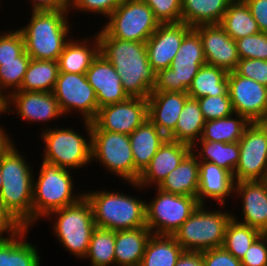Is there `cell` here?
Segmentation results:
<instances>
[{"instance_id":"6da1fadb","label":"cell","mask_w":267,"mask_h":266,"mask_svg":"<svg viewBox=\"0 0 267 266\" xmlns=\"http://www.w3.org/2000/svg\"><path fill=\"white\" fill-rule=\"evenodd\" d=\"M96 34L99 54L116 69L127 95L148 98L155 86L156 72L149 63L145 42L114 38L103 28Z\"/></svg>"},{"instance_id":"7a4b0ae2","label":"cell","mask_w":267,"mask_h":266,"mask_svg":"<svg viewBox=\"0 0 267 266\" xmlns=\"http://www.w3.org/2000/svg\"><path fill=\"white\" fill-rule=\"evenodd\" d=\"M16 147L1 157L0 201L23 227H32L33 168Z\"/></svg>"},{"instance_id":"3957f363","label":"cell","mask_w":267,"mask_h":266,"mask_svg":"<svg viewBox=\"0 0 267 266\" xmlns=\"http://www.w3.org/2000/svg\"><path fill=\"white\" fill-rule=\"evenodd\" d=\"M69 10L31 11L27 26L21 27L25 51L36 60L57 61L70 32Z\"/></svg>"},{"instance_id":"277c9868","label":"cell","mask_w":267,"mask_h":266,"mask_svg":"<svg viewBox=\"0 0 267 266\" xmlns=\"http://www.w3.org/2000/svg\"><path fill=\"white\" fill-rule=\"evenodd\" d=\"M113 191V192H112ZM96 227L133 230L146 226V201L114 190L87 191Z\"/></svg>"},{"instance_id":"5b68a950","label":"cell","mask_w":267,"mask_h":266,"mask_svg":"<svg viewBox=\"0 0 267 266\" xmlns=\"http://www.w3.org/2000/svg\"><path fill=\"white\" fill-rule=\"evenodd\" d=\"M41 163L37 180L33 176L32 225L50 212L74 204L84 197V192L74 194L76 189L72 170L44 161Z\"/></svg>"},{"instance_id":"8992f818","label":"cell","mask_w":267,"mask_h":266,"mask_svg":"<svg viewBox=\"0 0 267 266\" xmlns=\"http://www.w3.org/2000/svg\"><path fill=\"white\" fill-rule=\"evenodd\" d=\"M87 137L72 128H43L41 138L44 142V162L61 168L76 170L92 162L91 122L83 121ZM88 139V140H87ZM88 164V165H87Z\"/></svg>"},{"instance_id":"52a82bcc","label":"cell","mask_w":267,"mask_h":266,"mask_svg":"<svg viewBox=\"0 0 267 266\" xmlns=\"http://www.w3.org/2000/svg\"><path fill=\"white\" fill-rule=\"evenodd\" d=\"M45 218L53 220L52 232L62 247L74 257L84 260L92 233L96 228L92 208L86 197L50 212Z\"/></svg>"},{"instance_id":"ba28073f","label":"cell","mask_w":267,"mask_h":266,"mask_svg":"<svg viewBox=\"0 0 267 266\" xmlns=\"http://www.w3.org/2000/svg\"><path fill=\"white\" fill-rule=\"evenodd\" d=\"M206 204H200L191 216L173 234L184 251L203 252L222 247L232 212L208 211Z\"/></svg>"},{"instance_id":"9c48e42d","label":"cell","mask_w":267,"mask_h":266,"mask_svg":"<svg viewBox=\"0 0 267 266\" xmlns=\"http://www.w3.org/2000/svg\"><path fill=\"white\" fill-rule=\"evenodd\" d=\"M206 58L199 33L192 28L183 38L170 67L156 73L152 92L187 93Z\"/></svg>"},{"instance_id":"30bf717a","label":"cell","mask_w":267,"mask_h":266,"mask_svg":"<svg viewBox=\"0 0 267 266\" xmlns=\"http://www.w3.org/2000/svg\"><path fill=\"white\" fill-rule=\"evenodd\" d=\"M155 188V197L146 202V226L155 235L173 236L200 203L197 197L176 195Z\"/></svg>"},{"instance_id":"8fae6325","label":"cell","mask_w":267,"mask_h":266,"mask_svg":"<svg viewBox=\"0 0 267 266\" xmlns=\"http://www.w3.org/2000/svg\"><path fill=\"white\" fill-rule=\"evenodd\" d=\"M108 20L103 29L111 37L135 42H146L160 25L143 0H124Z\"/></svg>"},{"instance_id":"7c38bea8","label":"cell","mask_w":267,"mask_h":266,"mask_svg":"<svg viewBox=\"0 0 267 266\" xmlns=\"http://www.w3.org/2000/svg\"><path fill=\"white\" fill-rule=\"evenodd\" d=\"M92 161L100 162L111 174L124 182L135 183V163L129 135L92 130Z\"/></svg>"},{"instance_id":"4fadbf2b","label":"cell","mask_w":267,"mask_h":266,"mask_svg":"<svg viewBox=\"0 0 267 266\" xmlns=\"http://www.w3.org/2000/svg\"><path fill=\"white\" fill-rule=\"evenodd\" d=\"M53 95L64 116L77 111L83 121L92 122L98 112L97 96L85 74L59 72Z\"/></svg>"},{"instance_id":"5bb4252c","label":"cell","mask_w":267,"mask_h":266,"mask_svg":"<svg viewBox=\"0 0 267 266\" xmlns=\"http://www.w3.org/2000/svg\"><path fill=\"white\" fill-rule=\"evenodd\" d=\"M239 162L233 174L235 182L263 180L267 174V134L257 123H250L238 142Z\"/></svg>"},{"instance_id":"9a60e30c","label":"cell","mask_w":267,"mask_h":266,"mask_svg":"<svg viewBox=\"0 0 267 266\" xmlns=\"http://www.w3.org/2000/svg\"><path fill=\"white\" fill-rule=\"evenodd\" d=\"M147 119V98L129 97L125 101L99 108L91 128L130 135Z\"/></svg>"},{"instance_id":"2e32d148","label":"cell","mask_w":267,"mask_h":266,"mask_svg":"<svg viewBox=\"0 0 267 266\" xmlns=\"http://www.w3.org/2000/svg\"><path fill=\"white\" fill-rule=\"evenodd\" d=\"M228 93L234 113L250 123L258 122L267 114V86L232 71L228 73Z\"/></svg>"},{"instance_id":"e0dca14e","label":"cell","mask_w":267,"mask_h":266,"mask_svg":"<svg viewBox=\"0 0 267 266\" xmlns=\"http://www.w3.org/2000/svg\"><path fill=\"white\" fill-rule=\"evenodd\" d=\"M12 111L28 123H48L64 117L52 92L15 91L6 98V113Z\"/></svg>"},{"instance_id":"ac0fdd59","label":"cell","mask_w":267,"mask_h":266,"mask_svg":"<svg viewBox=\"0 0 267 266\" xmlns=\"http://www.w3.org/2000/svg\"><path fill=\"white\" fill-rule=\"evenodd\" d=\"M199 33L206 64L226 70H235L238 61L236 42L220 24H205L194 27Z\"/></svg>"},{"instance_id":"d6986e66","label":"cell","mask_w":267,"mask_h":266,"mask_svg":"<svg viewBox=\"0 0 267 266\" xmlns=\"http://www.w3.org/2000/svg\"><path fill=\"white\" fill-rule=\"evenodd\" d=\"M192 29L185 23L160 24L145 42L149 63L157 73L170 67L184 36Z\"/></svg>"},{"instance_id":"ffe728a7","label":"cell","mask_w":267,"mask_h":266,"mask_svg":"<svg viewBox=\"0 0 267 266\" xmlns=\"http://www.w3.org/2000/svg\"><path fill=\"white\" fill-rule=\"evenodd\" d=\"M191 151L192 146L167 139L140 174L138 181L129 182V184L132 188H139V190L149 188V186L153 188L152 185L158 187Z\"/></svg>"},{"instance_id":"44dd1931","label":"cell","mask_w":267,"mask_h":266,"mask_svg":"<svg viewBox=\"0 0 267 266\" xmlns=\"http://www.w3.org/2000/svg\"><path fill=\"white\" fill-rule=\"evenodd\" d=\"M242 199L243 219H233L241 224L267 231V186L263 180L240 181L234 184V193Z\"/></svg>"},{"instance_id":"7402d4cb","label":"cell","mask_w":267,"mask_h":266,"mask_svg":"<svg viewBox=\"0 0 267 266\" xmlns=\"http://www.w3.org/2000/svg\"><path fill=\"white\" fill-rule=\"evenodd\" d=\"M85 75L96 93L98 109L129 98L116 69L101 54L93 60Z\"/></svg>"},{"instance_id":"603a6c76","label":"cell","mask_w":267,"mask_h":266,"mask_svg":"<svg viewBox=\"0 0 267 266\" xmlns=\"http://www.w3.org/2000/svg\"><path fill=\"white\" fill-rule=\"evenodd\" d=\"M188 98L184 92H151L147 98L148 119L168 137Z\"/></svg>"},{"instance_id":"cb8c5ba5","label":"cell","mask_w":267,"mask_h":266,"mask_svg":"<svg viewBox=\"0 0 267 266\" xmlns=\"http://www.w3.org/2000/svg\"><path fill=\"white\" fill-rule=\"evenodd\" d=\"M233 175L216 164L199 161V185L197 200L200 204H206V199L217 201L219 206L226 204V197L234 194ZM232 193V194H231Z\"/></svg>"},{"instance_id":"d4e9b609","label":"cell","mask_w":267,"mask_h":266,"mask_svg":"<svg viewBox=\"0 0 267 266\" xmlns=\"http://www.w3.org/2000/svg\"><path fill=\"white\" fill-rule=\"evenodd\" d=\"M135 163V183L159 147L168 139L149 119L129 135Z\"/></svg>"},{"instance_id":"484cf974","label":"cell","mask_w":267,"mask_h":266,"mask_svg":"<svg viewBox=\"0 0 267 266\" xmlns=\"http://www.w3.org/2000/svg\"><path fill=\"white\" fill-rule=\"evenodd\" d=\"M70 37L57 60L59 72L85 74L99 54L98 36L94 34L92 39L85 37L77 41Z\"/></svg>"},{"instance_id":"4316f807","label":"cell","mask_w":267,"mask_h":266,"mask_svg":"<svg viewBox=\"0 0 267 266\" xmlns=\"http://www.w3.org/2000/svg\"><path fill=\"white\" fill-rule=\"evenodd\" d=\"M29 230L30 227H23L16 234L0 239V266L41 265L37 246L26 239Z\"/></svg>"},{"instance_id":"83f0119b","label":"cell","mask_w":267,"mask_h":266,"mask_svg":"<svg viewBox=\"0 0 267 266\" xmlns=\"http://www.w3.org/2000/svg\"><path fill=\"white\" fill-rule=\"evenodd\" d=\"M152 234L147 226L115 231L116 266H140L147 242Z\"/></svg>"},{"instance_id":"f1b7e54d","label":"cell","mask_w":267,"mask_h":266,"mask_svg":"<svg viewBox=\"0 0 267 266\" xmlns=\"http://www.w3.org/2000/svg\"><path fill=\"white\" fill-rule=\"evenodd\" d=\"M199 161L191 151L183 161L158 186L159 189L182 196L197 197Z\"/></svg>"},{"instance_id":"f546056e","label":"cell","mask_w":267,"mask_h":266,"mask_svg":"<svg viewBox=\"0 0 267 266\" xmlns=\"http://www.w3.org/2000/svg\"><path fill=\"white\" fill-rule=\"evenodd\" d=\"M233 0H181V22L194 28L219 24Z\"/></svg>"},{"instance_id":"4dcf8cb0","label":"cell","mask_w":267,"mask_h":266,"mask_svg":"<svg viewBox=\"0 0 267 266\" xmlns=\"http://www.w3.org/2000/svg\"><path fill=\"white\" fill-rule=\"evenodd\" d=\"M205 120L197 99L188 98L169 140L193 146L201 137Z\"/></svg>"},{"instance_id":"1f68e13d","label":"cell","mask_w":267,"mask_h":266,"mask_svg":"<svg viewBox=\"0 0 267 266\" xmlns=\"http://www.w3.org/2000/svg\"><path fill=\"white\" fill-rule=\"evenodd\" d=\"M187 94L194 99L205 96L229 95L228 72L213 65H202L193 78Z\"/></svg>"},{"instance_id":"d6a6232c","label":"cell","mask_w":267,"mask_h":266,"mask_svg":"<svg viewBox=\"0 0 267 266\" xmlns=\"http://www.w3.org/2000/svg\"><path fill=\"white\" fill-rule=\"evenodd\" d=\"M198 143L200 146H198ZM197 147L200 148L198 149ZM192 151L198 161L216 164L218 167L228 170L232 175L239 162L240 148L238 142L197 141L192 146Z\"/></svg>"},{"instance_id":"836d02e7","label":"cell","mask_w":267,"mask_h":266,"mask_svg":"<svg viewBox=\"0 0 267 266\" xmlns=\"http://www.w3.org/2000/svg\"><path fill=\"white\" fill-rule=\"evenodd\" d=\"M235 116V117H234ZM250 122L242 115H232L205 121L201 137L198 141H215L223 143L239 142L245 128Z\"/></svg>"},{"instance_id":"e575fe53","label":"cell","mask_w":267,"mask_h":266,"mask_svg":"<svg viewBox=\"0 0 267 266\" xmlns=\"http://www.w3.org/2000/svg\"><path fill=\"white\" fill-rule=\"evenodd\" d=\"M219 24L234 41L260 32L244 0H233Z\"/></svg>"},{"instance_id":"d590c367","label":"cell","mask_w":267,"mask_h":266,"mask_svg":"<svg viewBox=\"0 0 267 266\" xmlns=\"http://www.w3.org/2000/svg\"><path fill=\"white\" fill-rule=\"evenodd\" d=\"M183 251L173 236L152 234L140 266H175Z\"/></svg>"},{"instance_id":"8d00e7d4","label":"cell","mask_w":267,"mask_h":266,"mask_svg":"<svg viewBox=\"0 0 267 266\" xmlns=\"http://www.w3.org/2000/svg\"><path fill=\"white\" fill-rule=\"evenodd\" d=\"M58 74V61L31 59L18 91L52 92Z\"/></svg>"},{"instance_id":"74e56055","label":"cell","mask_w":267,"mask_h":266,"mask_svg":"<svg viewBox=\"0 0 267 266\" xmlns=\"http://www.w3.org/2000/svg\"><path fill=\"white\" fill-rule=\"evenodd\" d=\"M84 259H89L91 266L115 265V231L96 227Z\"/></svg>"},{"instance_id":"f35d334b","label":"cell","mask_w":267,"mask_h":266,"mask_svg":"<svg viewBox=\"0 0 267 266\" xmlns=\"http://www.w3.org/2000/svg\"><path fill=\"white\" fill-rule=\"evenodd\" d=\"M261 234L260 230L232 218L226 227L223 247L235 258L242 260L248 248Z\"/></svg>"},{"instance_id":"ab89813d","label":"cell","mask_w":267,"mask_h":266,"mask_svg":"<svg viewBox=\"0 0 267 266\" xmlns=\"http://www.w3.org/2000/svg\"><path fill=\"white\" fill-rule=\"evenodd\" d=\"M31 57L24 51L18 61L0 62V92L7 98L20 90Z\"/></svg>"},{"instance_id":"60d3db41","label":"cell","mask_w":267,"mask_h":266,"mask_svg":"<svg viewBox=\"0 0 267 266\" xmlns=\"http://www.w3.org/2000/svg\"><path fill=\"white\" fill-rule=\"evenodd\" d=\"M235 42L240 59L267 60V33L259 32Z\"/></svg>"},{"instance_id":"b9f144b4","label":"cell","mask_w":267,"mask_h":266,"mask_svg":"<svg viewBox=\"0 0 267 266\" xmlns=\"http://www.w3.org/2000/svg\"><path fill=\"white\" fill-rule=\"evenodd\" d=\"M197 100L205 121L225 118L234 113L229 95L205 96Z\"/></svg>"},{"instance_id":"7bdbcfd3","label":"cell","mask_w":267,"mask_h":266,"mask_svg":"<svg viewBox=\"0 0 267 266\" xmlns=\"http://www.w3.org/2000/svg\"><path fill=\"white\" fill-rule=\"evenodd\" d=\"M24 51L25 42L19 29L0 32V62L18 61Z\"/></svg>"},{"instance_id":"ee69618b","label":"cell","mask_w":267,"mask_h":266,"mask_svg":"<svg viewBox=\"0 0 267 266\" xmlns=\"http://www.w3.org/2000/svg\"><path fill=\"white\" fill-rule=\"evenodd\" d=\"M160 24L181 23V0H143Z\"/></svg>"},{"instance_id":"f6af8a7d","label":"cell","mask_w":267,"mask_h":266,"mask_svg":"<svg viewBox=\"0 0 267 266\" xmlns=\"http://www.w3.org/2000/svg\"><path fill=\"white\" fill-rule=\"evenodd\" d=\"M124 0H70L69 11L91 12L98 15H104L106 18L123 2ZM74 8V9H73ZM79 10V11H78Z\"/></svg>"},{"instance_id":"bcb514c9","label":"cell","mask_w":267,"mask_h":266,"mask_svg":"<svg viewBox=\"0 0 267 266\" xmlns=\"http://www.w3.org/2000/svg\"><path fill=\"white\" fill-rule=\"evenodd\" d=\"M234 72L267 86V60L240 59Z\"/></svg>"},{"instance_id":"7dc6e473","label":"cell","mask_w":267,"mask_h":266,"mask_svg":"<svg viewBox=\"0 0 267 266\" xmlns=\"http://www.w3.org/2000/svg\"><path fill=\"white\" fill-rule=\"evenodd\" d=\"M242 266H267V238L262 233L248 248Z\"/></svg>"},{"instance_id":"c3c4849f","label":"cell","mask_w":267,"mask_h":266,"mask_svg":"<svg viewBox=\"0 0 267 266\" xmlns=\"http://www.w3.org/2000/svg\"><path fill=\"white\" fill-rule=\"evenodd\" d=\"M204 266H242L241 260L235 258L223 246L202 252Z\"/></svg>"},{"instance_id":"681fc988","label":"cell","mask_w":267,"mask_h":266,"mask_svg":"<svg viewBox=\"0 0 267 266\" xmlns=\"http://www.w3.org/2000/svg\"><path fill=\"white\" fill-rule=\"evenodd\" d=\"M22 228L23 226L13 217V215L0 201V239L14 235Z\"/></svg>"},{"instance_id":"f907efd6","label":"cell","mask_w":267,"mask_h":266,"mask_svg":"<svg viewBox=\"0 0 267 266\" xmlns=\"http://www.w3.org/2000/svg\"><path fill=\"white\" fill-rule=\"evenodd\" d=\"M260 32L267 33V0H244Z\"/></svg>"},{"instance_id":"816d5d0a","label":"cell","mask_w":267,"mask_h":266,"mask_svg":"<svg viewBox=\"0 0 267 266\" xmlns=\"http://www.w3.org/2000/svg\"><path fill=\"white\" fill-rule=\"evenodd\" d=\"M33 11L69 10L70 0H29Z\"/></svg>"},{"instance_id":"f5cc1de1","label":"cell","mask_w":267,"mask_h":266,"mask_svg":"<svg viewBox=\"0 0 267 266\" xmlns=\"http://www.w3.org/2000/svg\"><path fill=\"white\" fill-rule=\"evenodd\" d=\"M175 266H204L202 252L183 251Z\"/></svg>"},{"instance_id":"db71d44e","label":"cell","mask_w":267,"mask_h":266,"mask_svg":"<svg viewBox=\"0 0 267 266\" xmlns=\"http://www.w3.org/2000/svg\"><path fill=\"white\" fill-rule=\"evenodd\" d=\"M13 142L5 127L0 125V157L5 155L15 145V142Z\"/></svg>"},{"instance_id":"11a10c76","label":"cell","mask_w":267,"mask_h":266,"mask_svg":"<svg viewBox=\"0 0 267 266\" xmlns=\"http://www.w3.org/2000/svg\"><path fill=\"white\" fill-rule=\"evenodd\" d=\"M6 114V97L0 92V116Z\"/></svg>"},{"instance_id":"9f6ffc18","label":"cell","mask_w":267,"mask_h":266,"mask_svg":"<svg viewBox=\"0 0 267 266\" xmlns=\"http://www.w3.org/2000/svg\"><path fill=\"white\" fill-rule=\"evenodd\" d=\"M267 134V114L257 122Z\"/></svg>"},{"instance_id":"6f0895ef","label":"cell","mask_w":267,"mask_h":266,"mask_svg":"<svg viewBox=\"0 0 267 266\" xmlns=\"http://www.w3.org/2000/svg\"><path fill=\"white\" fill-rule=\"evenodd\" d=\"M0 167H1V157H0ZM2 187V175H1V171H0V190Z\"/></svg>"},{"instance_id":"680465c9","label":"cell","mask_w":267,"mask_h":266,"mask_svg":"<svg viewBox=\"0 0 267 266\" xmlns=\"http://www.w3.org/2000/svg\"><path fill=\"white\" fill-rule=\"evenodd\" d=\"M263 182L266 184L267 186V174L265 175L264 179H263Z\"/></svg>"},{"instance_id":"91938a15","label":"cell","mask_w":267,"mask_h":266,"mask_svg":"<svg viewBox=\"0 0 267 266\" xmlns=\"http://www.w3.org/2000/svg\"><path fill=\"white\" fill-rule=\"evenodd\" d=\"M263 234L266 236V238H267V231H265V232H263Z\"/></svg>"}]
</instances>
